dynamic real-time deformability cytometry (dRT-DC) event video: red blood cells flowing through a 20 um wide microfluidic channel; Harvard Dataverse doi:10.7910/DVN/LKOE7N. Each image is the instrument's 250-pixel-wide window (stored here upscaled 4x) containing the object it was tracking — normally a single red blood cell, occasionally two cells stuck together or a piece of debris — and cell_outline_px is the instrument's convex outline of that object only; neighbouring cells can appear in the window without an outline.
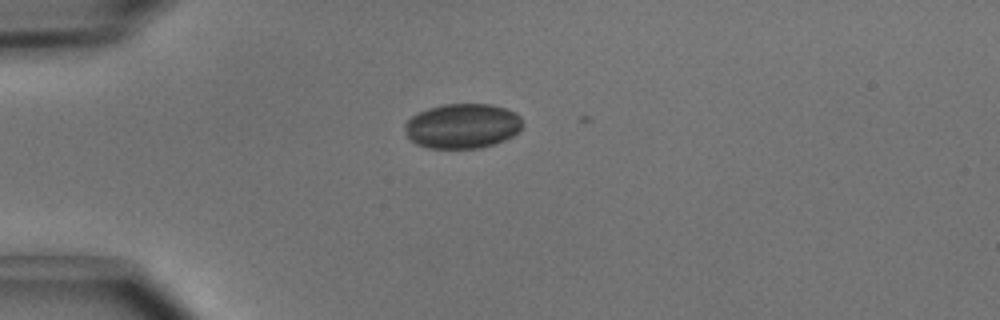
{"species": "common noctule bat (a hibernating species)", "species_latin": "Nyctalus noctula", "temperature_condition": "cold", "stored_images_in_passage": 3, "camera_frame_rate_fps": 3000, "um_per_image_px": 0.085, "animal": {"sex": "male", "body_mass_g": 15.6}, "frame": {"image": 1, "passage_image": 1, "time_ms": 0.0, "image_size_px": [1000, 320], "cell_outline_px": [[524, 124], [512, 136], [504, 140], [480, 148], [428, 148], [416, 144], [408, 136], [404, 128], [404, 124], [412, 116], [428, 108], [444, 104], [492, 104], [516, 112], [520, 116]], "centroid_in_image_um": [39.31, 10.7], "position_along_channel_um": 45.7, "area_um2": 30.69}}